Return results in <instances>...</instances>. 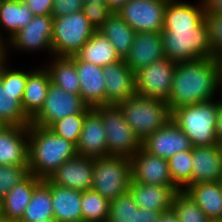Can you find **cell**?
I'll return each instance as SVG.
<instances>
[{"label": "cell", "instance_id": "cell-41", "mask_svg": "<svg viewBox=\"0 0 222 222\" xmlns=\"http://www.w3.org/2000/svg\"><path fill=\"white\" fill-rule=\"evenodd\" d=\"M84 5L83 0H53V17L73 14L74 12L82 11Z\"/></svg>", "mask_w": 222, "mask_h": 222}, {"label": "cell", "instance_id": "cell-5", "mask_svg": "<svg viewBox=\"0 0 222 222\" xmlns=\"http://www.w3.org/2000/svg\"><path fill=\"white\" fill-rule=\"evenodd\" d=\"M117 105L122 110L126 122L141 141L164 127L172 118L168 103L161 99L135 94Z\"/></svg>", "mask_w": 222, "mask_h": 222}, {"label": "cell", "instance_id": "cell-21", "mask_svg": "<svg viewBox=\"0 0 222 222\" xmlns=\"http://www.w3.org/2000/svg\"><path fill=\"white\" fill-rule=\"evenodd\" d=\"M73 62L79 76L82 100L89 106L106 105V90L103 77V67L93 63L83 62L75 55Z\"/></svg>", "mask_w": 222, "mask_h": 222}, {"label": "cell", "instance_id": "cell-8", "mask_svg": "<svg viewBox=\"0 0 222 222\" xmlns=\"http://www.w3.org/2000/svg\"><path fill=\"white\" fill-rule=\"evenodd\" d=\"M132 179L131 160L126 157L94 158L92 189L112 201L129 191Z\"/></svg>", "mask_w": 222, "mask_h": 222}, {"label": "cell", "instance_id": "cell-12", "mask_svg": "<svg viewBox=\"0 0 222 222\" xmlns=\"http://www.w3.org/2000/svg\"><path fill=\"white\" fill-rule=\"evenodd\" d=\"M53 16L37 15L22 29L17 31L8 41V51L17 53L47 51L52 53Z\"/></svg>", "mask_w": 222, "mask_h": 222}, {"label": "cell", "instance_id": "cell-38", "mask_svg": "<svg viewBox=\"0 0 222 222\" xmlns=\"http://www.w3.org/2000/svg\"><path fill=\"white\" fill-rule=\"evenodd\" d=\"M29 174V166L0 165V202Z\"/></svg>", "mask_w": 222, "mask_h": 222}, {"label": "cell", "instance_id": "cell-47", "mask_svg": "<svg viewBox=\"0 0 222 222\" xmlns=\"http://www.w3.org/2000/svg\"><path fill=\"white\" fill-rule=\"evenodd\" d=\"M6 37L0 34V63L9 59L7 56L8 52V43L5 39Z\"/></svg>", "mask_w": 222, "mask_h": 222}, {"label": "cell", "instance_id": "cell-28", "mask_svg": "<svg viewBox=\"0 0 222 222\" xmlns=\"http://www.w3.org/2000/svg\"><path fill=\"white\" fill-rule=\"evenodd\" d=\"M75 56L83 62L93 63L100 67L121 60L111 41L98 31L93 33Z\"/></svg>", "mask_w": 222, "mask_h": 222}, {"label": "cell", "instance_id": "cell-29", "mask_svg": "<svg viewBox=\"0 0 222 222\" xmlns=\"http://www.w3.org/2000/svg\"><path fill=\"white\" fill-rule=\"evenodd\" d=\"M97 31L111 41L121 59L128 55L136 31L117 12H112Z\"/></svg>", "mask_w": 222, "mask_h": 222}, {"label": "cell", "instance_id": "cell-16", "mask_svg": "<svg viewBox=\"0 0 222 222\" xmlns=\"http://www.w3.org/2000/svg\"><path fill=\"white\" fill-rule=\"evenodd\" d=\"M94 159L75 156L65 161L47 179L54 185L79 191L92 189Z\"/></svg>", "mask_w": 222, "mask_h": 222}, {"label": "cell", "instance_id": "cell-3", "mask_svg": "<svg viewBox=\"0 0 222 222\" xmlns=\"http://www.w3.org/2000/svg\"><path fill=\"white\" fill-rule=\"evenodd\" d=\"M29 172L47 179L65 161L77 156L76 145L48 127L28 125Z\"/></svg>", "mask_w": 222, "mask_h": 222}, {"label": "cell", "instance_id": "cell-18", "mask_svg": "<svg viewBox=\"0 0 222 222\" xmlns=\"http://www.w3.org/2000/svg\"><path fill=\"white\" fill-rule=\"evenodd\" d=\"M106 105L118 104L136 94L135 73L124 59L103 67Z\"/></svg>", "mask_w": 222, "mask_h": 222}, {"label": "cell", "instance_id": "cell-13", "mask_svg": "<svg viewBox=\"0 0 222 222\" xmlns=\"http://www.w3.org/2000/svg\"><path fill=\"white\" fill-rule=\"evenodd\" d=\"M168 0H129L117 13L136 32H161Z\"/></svg>", "mask_w": 222, "mask_h": 222}, {"label": "cell", "instance_id": "cell-19", "mask_svg": "<svg viewBox=\"0 0 222 222\" xmlns=\"http://www.w3.org/2000/svg\"><path fill=\"white\" fill-rule=\"evenodd\" d=\"M164 57L161 32H136L132 47L124 60L130 69L136 73L141 68Z\"/></svg>", "mask_w": 222, "mask_h": 222}, {"label": "cell", "instance_id": "cell-25", "mask_svg": "<svg viewBox=\"0 0 222 222\" xmlns=\"http://www.w3.org/2000/svg\"><path fill=\"white\" fill-rule=\"evenodd\" d=\"M50 83V73L45 66L41 68L37 66L28 75L22 98V108L30 119L43 107Z\"/></svg>", "mask_w": 222, "mask_h": 222}, {"label": "cell", "instance_id": "cell-44", "mask_svg": "<svg viewBox=\"0 0 222 222\" xmlns=\"http://www.w3.org/2000/svg\"><path fill=\"white\" fill-rule=\"evenodd\" d=\"M205 14H222V0H202Z\"/></svg>", "mask_w": 222, "mask_h": 222}, {"label": "cell", "instance_id": "cell-14", "mask_svg": "<svg viewBox=\"0 0 222 222\" xmlns=\"http://www.w3.org/2000/svg\"><path fill=\"white\" fill-rule=\"evenodd\" d=\"M142 148L148 153L168 159L176 153L193 148L189 137L171 119L164 127L148 135L142 141Z\"/></svg>", "mask_w": 222, "mask_h": 222}, {"label": "cell", "instance_id": "cell-40", "mask_svg": "<svg viewBox=\"0 0 222 222\" xmlns=\"http://www.w3.org/2000/svg\"><path fill=\"white\" fill-rule=\"evenodd\" d=\"M82 12L96 31L105 23L112 13L107 4L93 3H84Z\"/></svg>", "mask_w": 222, "mask_h": 222}, {"label": "cell", "instance_id": "cell-10", "mask_svg": "<svg viewBox=\"0 0 222 222\" xmlns=\"http://www.w3.org/2000/svg\"><path fill=\"white\" fill-rule=\"evenodd\" d=\"M91 109L80 94L68 93L50 83L43 107L30 124L49 128L55 121L73 114L88 113Z\"/></svg>", "mask_w": 222, "mask_h": 222}, {"label": "cell", "instance_id": "cell-31", "mask_svg": "<svg viewBox=\"0 0 222 222\" xmlns=\"http://www.w3.org/2000/svg\"><path fill=\"white\" fill-rule=\"evenodd\" d=\"M45 65L51 77V83L71 94H79L80 81L73 56H52Z\"/></svg>", "mask_w": 222, "mask_h": 222}, {"label": "cell", "instance_id": "cell-4", "mask_svg": "<svg viewBox=\"0 0 222 222\" xmlns=\"http://www.w3.org/2000/svg\"><path fill=\"white\" fill-rule=\"evenodd\" d=\"M181 106L172 111V120L189 137L193 147L217 145L218 99Z\"/></svg>", "mask_w": 222, "mask_h": 222}, {"label": "cell", "instance_id": "cell-1", "mask_svg": "<svg viewBox=\"0 0 222 222\" xmlns=\"http://www.w3.org/2000/svg\"><path fill=\"white\" fill-rule=\"evenodd\" d=\"M168 0L161 31L165 57L174 61L216 58L209 39L202 0Z\"/></svg>", "mask_w": 222, "mask_h": 222}, {"label": "cell", "instance_id": "cell-15", "mask_svg": "<svg viewBox=\"0 0 222 222\" xmlns=\"http://www.w3.org/2000/svg\"><path fill=\"white\" fill-rule=\"evenodd\" d=\"M130 160L132 180L143 184L176 186L167 159L154 156L141 147Z\"/></svg>", "mask_w": 222, "mask_h": 222}, {"label": "cell", "instance_id": "cell-42", "mask_svg": "<svg viewBox=\"0 0 222 222\" xmlns=\"http://www.w3.org/2000/svg\"><path fill=\"white\" fill-rule=\"evenodd\" d=\"M34 16L51 15L53 11V0H25L24 1Z\"/></svg>", "mask_w": 222, "mask_h": 222}, {"label": "cell", "instance_id": "cell-24", "mask_svg": "<svg viewBox=\"0 0 222 222\" xmlns=\"http://www.w3.org/2000/svg\"><path fill=\"white\" fill-rule=\"evenodd\" d=\"M184 191L212 222H222V188L218 181L191 184Z\"/></svg>", "mask_w": 222, "mask_h": 222}, {"label": "cell", "instance_id": "cell-7", "mask_svg": "<svg viewBox=\"0 0 222 222\" xmlns=\"http://www.w3.org/2000/svg\"><path fill=\"white\" fill-rule=\"evenodd\" d=\"M100 116L107 135L108 156L131 158L141 147L142 141L126 122L116 104L93 108Z\"/></svg>", "mask_w": 222, "mask_h": 222}, {"label": "cell", "instance_id": "cell-51", "mask_svg": "<svg viewBox=\"0 0 222 222\" xmlns=\"http://www.w3.org/2000/svg\"><path fill=\"white\" fill-rule=\"evenodd\" d=\"M1 222H18V221H15V220H6V219H2Z\"/></svg>", "mask_w": 222, "mask_h": 222}, {"label": "cell", "instance_id": "cell-49", "mask_svg": "<svg viewBox=\"0 0 222 222\" xmlns=\"http://www.w3.org/2000/svg\"><path fill=\"white\" fill-rule=\"evenodd\" d=\"M84 3L106 4V0H83Z\"/></svg>", "mask_w": 222, "mask_h": 222}, {"label": "cell", "instance_id": "cell-46", "mask_svg": "<svg viewBox=\"0 0 222 222\" xmlns=\"http://www.w3.org/2000/svg\"><path fill=\"white\" fill-rule=\"evenodd\" d=\"M158 222H179L178 217L171 207L169 210L162 211Z\"/></svg>", "mask_w": 222, "mask_h": 222}, {"label": "cell", "instance_id": "cell-35", "mask_svg": "<svg viewBox=\"0 0 222 222\" xmlns=\"http://www.w3.org/2000/svg\"><path fill=\"white\" fill-rule=\"evenodd\" d=\"M179 222H212L184 191H178L172 203Z\"/></svg>", "mask_w": 222, "mask_h": 222}, {"label": "cell", "instance_id": "cell-2", "mask_svg": "<svg viewBox=\"0 0 222 222\" xmlns=\"http://www.w3.org/2000/svg\"><path fill=\"white\" fill-rule=\"evenodd\" d=\"M219 92L222 94L221 59L178 62L173 74L170 96L166 102L172 112L181 106L216 99Z\"/></svg>", "mask_w": 222, "mask_h": 222}, {"label": "cell", "instance_id": "cell-27", "mask_svg": "<svg viewBox=\"0 0 222 222\" xmlns=\"http://www.w3.org/2000/svg\"><path fill=\"white\" fill-rule=\"evenodd\" d=\"M52 209L59 222H83L82 191L51 183Z\"/></svg>", "mask_w": 222, "mask_h": 222}, {"label": "cell", "instance_id": "cell-26", "mask_svg": "<svg viewBox=\"0 0 222 222\" xmlns=\"http://www.w3.org/2000/svg\"><path fill=\"white\" fill-rule=\"evenodd\" d=\"M42 180L30 173L24 180L16 184L0 202L3 219L19 221L30 202L34 188Z\"/></svg>", "mask_w": 222, "mask_h": 222}, {"label": "cell", "instance_id": "cell-6", "mask_svg": "<svg viewBox=\"0 0 222 222\" xmlns=\"http://www.w3.org/2000/svg\"><path fill=\"white\" fill-rule=\"evenodd\" d=\"M8 60L0 63V123L28 126L31 119L22 108V98L29 71L8 67Z\"/></svg>", "mask_w": 222, "mask_h": 222}, {"label": "cell", "instance_id": "cell-53", "mask_svg": "<svg viewBox=\"0 0 222 222\" xmlns=\"http://www.w3.org/2000/svg\"><path fill=\"white\" fill-rule=\"evenodd\" d=\"M218 145H219V147H220L221 154H222V141H220V142L218 143Z\"/></svg>", "mask_w": 222, "mask_h": 222}, {"label": "cell", "instance_id": "cell-20", "mask_svg": "<svg viewBox=\"0 0 222 222\" xmlns=\"http://www.w3.org/2000/svg\"><path fill=\"white\" fill-rule=\"evenodd\" d=\"M107 135L101 116L92 108L85 116L76 145L78 156L100 158L108 156Z\"/></svg>", "mask_w": 222, "mask_h": 222}, {"label": "cell", "instance_id": "cell-23", "mask_svg": "<svg viewBox=\"0 0 222 222\" xmlns=\"http://www.w3.org/2000/svg\"><path fill=\"white\" fill-rule=\"evenodd\" d=\"M192 184L219 181L222 176V154L219 145L192 148Z\"/></svg>", "mask_w": 222, "mask_h": 222}, {"label": "cell", "instance_id": "cell-11", "mask_svg": "<svg viewBox=\"0 0 222 222\" xmlns=\"http://www.w3.org/2000/svg\"><path fill=\"white\" fill-rule=\"evenodd\" d=\"M175 67L176 62L164 57L138 70L135 73L136 94L167 101Z\"/></svg>", "mask_w": 222, "mask_h": 222}, {"label": "cell", "instance_id": "cell-48", "mask_svg": "<svg viewBox=\"0 0 222 222\" xmlns=\"http://www.w3.org/2000/svg\"><path fill=\"white\" fill-rule=\"evenodd\" d=\"M129 0H106V4L112 12L119 11Z\"/></svg>", "mask_w": 222, "mask_h": 222}, {"label": "cell", "instance_id": "cell-50", "mask_svg": "<svg viewBox=\"0 0 222 222\" xmlns=\"http://www.w3.org/2000/svg\"><path fill=\"white\" fill-rule=\"evenodd\" d=\"M43 222H59L55 217L45 218Z\"/></svg>", "mask_w": 222, "mask_h": 222}, {"label": "cell", "instance_id": "cell-52", "mask_svg": "<svg viewBox=\"0 0 222 222\" xmlns=\"http://www.w3.org/2000/svg\"><path fill=\"white\" fill-rule=\"evenodd\" d=\"M3 219V214H2V210H1V206H0V222L2 221Z\"/></svg>", "mask_w": 222, "mask_h": 222}, {"label": "cell", "instance_id": "cell-37", "mask_svg": "<svg viewBox=\"0 0 222 222\" xmlns=\"http://www.w3.org/2000/svg\"><path fill=\"white\" fill-rule=\"evenodd\" d=\"M86 114L78 113L64 117L61 120L55 121L49 129L56 135L77 145Z\"/></svg>", "mask_w": 222, "mask_h": 222}, {"label": "cell", "instance_id": "cell-54", "mask_svg": "<svg viewBox=\"0 0 222 222\" xmlns=\"http://www.w3.org/2000/svg\"><path fill=\"white\" fill-rule=\"evenodd\" d=\"M219 184H220V186H221V188H222V176L220 177V179H219Z\"/></svg>", "mask_w": 222, "mask_h": 222}, {"label": "cell", "instance_id": "cell-22", "mask_svg": "<svg viewBox=\"0 0 222 222\" xmlns=\"http://www.w3.org/2000/svg\"><path fill=\"white\" fill-rule=\"evenodd\" d=\"M177 186L143 184L131 179L129 192L140 209L162 212L172 207Z\"/></svg>", "mask_w": 222, "mask_h": 222}, {"label": "cell", "instance_id": "cell-33", "mask_svg": "<svg viewBox=\"0 0 222 222\" xmlns=\"http://www.w3.org/2000/svg\"><path fill=\"white\" fill-rule=\"evenodd\" d=\"M110 201L93 189L82 191L83 222H107Z\"/></svg>", "mask_w": 222, "mask_h": 222}, {"label": "cell", "instance_id": "cell-32", "mask_svg": "<svg viewBox=\"0 0 222 222\" xmlns=\"http://www.w3.org/2000/svg\"><path fill=\"white\" fill-rule=\"evenodd\" d=\"M50 217H54L51 182L48 179H43L34 188L30 202L18 222H43L45 218Z\"/></svg>", "mask_w": 222, "mask_h": 222}, {"label": "cell", "instance_id": "cell-34", "mask_svg": "<svg viewBox=\"0 0 222 222\" xmlns=\"http://www.w3.org/2000/svg\"><path fill=\"white\" fill-rule=\"evenodd\" d=\"M167 162L172 181L180 190L192 184V149L176 153Z\"/></svg>", "mask_w": 222, "mask_h": 222}, {"label": "cell", "instance_id": "cell-9", "mask_svg": "<svg viewBox=\"0 0 222 222\" xmlns=\"http://www.w3.org/2000/svg\"><path fill=\"white\" fill-rule=\"evenodd\" d=\"M95 31L82 11L53 17V55L74 56Z\"/></svg>", "mask_w": 222, "mask_h": 222}, {"label": "cell", "instance_id": "cell-45", "mask_svg": "<svg viewBox=\"0 0 222 222\" xmlns=\"http://www.w3.org/2000/svg\"><path fill=\"white\" fill-rule=\"evenodd\" d=\"M220 98L218 100V112H217V125H216V138L218 143L222 141V94L220 93Z\"/></svg>", "mask_w": 222, "mask_h": 222}, {"label": "cell", "instance_id": "cell-39", "mask_svg": "<svg viewBox=\"0 0 222 222\" xmlns=\"http://www.w3.org/2000/svg\"><path fill=\"white\" fill-rule=\"evenodd\" d=\"M205 20L214 55L222 60V14H205Z\"/></svg>", "mask_w": 222, "mask_h": 222}, {"label": "cell", "instance_id": "cell-43", "mask_svg": "<svg viewBox=\"0 0 222 222\" xmlns=\"http://www.w3.org/2000/svg\"><path fill=\"white\" fill-rule=\"evenodd\" d=\"M160 214L161 212L138 208L135 222H158Z\"/></svg>", "mask_w": 222, "mask_h": 222}, {"label": "cell", "instance_id": "cell-30", "mask_svg": "<svg viewBox=\"0 0 222 222\" xmlns=\"http://www.w3.org/2000/svg\"><path fill=\"white\" fill-rule=\"evenodd\" d=\"M34 15L25 2L20 0H0V34L6 31L8 41L17 31L24 28ZM3 28V29H2Z\"/></svg>", "mask_w": 222, "mask_h": 222}, {"label": "cell", "instance_id": "cell-17", "mask_svg": "<svg viewBox=\"0 0 222 222\" xmlns=\"http://www.w3.org/2000/svg\"><path fill=\"white\" fill-rule=\"evenodd\" d=\"M0 165H29L28 126L0 127Z\"/></svg>", "mask_w": 222, "mask_h": 222}, {"label": "cell", "instance_id": "cell-36", "mask_svg": "<svg viewBox=\"0 0 222 222\" xmlns=\"http://www.w3.org/2000/svg\"><path fill=\"white\" fill-rule=\"evenodd\" d=\"M138 208L132 194L127 191L110 201L107 222H135Z\"/></svg>", "mask_w": 222, "mask_h": 222}]
</instances>
